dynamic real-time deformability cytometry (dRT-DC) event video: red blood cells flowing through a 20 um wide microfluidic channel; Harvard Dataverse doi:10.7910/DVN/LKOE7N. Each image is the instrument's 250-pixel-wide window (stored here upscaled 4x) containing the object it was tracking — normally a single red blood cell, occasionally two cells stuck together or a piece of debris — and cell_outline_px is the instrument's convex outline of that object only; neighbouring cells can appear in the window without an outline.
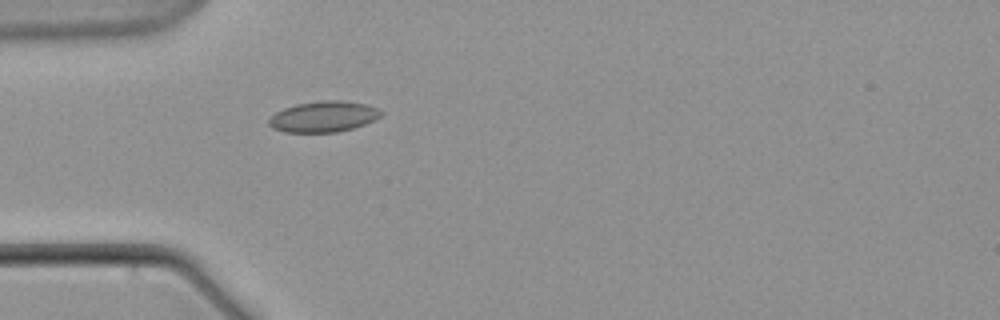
{"species": "common noctule bat (a hibernating species)", "species_latin": "Nyctalus noctula", "temperature_condition": "warm", "stored_images_in_passage": 3, "camera_frame_rate_fps": 3000, "um_per_image_px": 0.085, "animal": {"sex": "male", "body_mass_g": 21.5, "forearm_length_mm": 52.0}, "frame": {"image": 1, "passage_image": 3, "time_ms": 2.333, "image_size_px": [1000, 320], "cell_outline_px": [[384, 112], [380, 116], [364, 124], [352, 128], [336, 132], [284, 132], [272, 128], [268, 124], [268, 120], [276, 112], [284, 108], [296, 104], [324, 100], [344, 100], [364, 104], [380, 108]], "centroid_in_image_um": [27.49, 9.9], "position_along_channel_um": 57.5, "area_um2": 20.11}}